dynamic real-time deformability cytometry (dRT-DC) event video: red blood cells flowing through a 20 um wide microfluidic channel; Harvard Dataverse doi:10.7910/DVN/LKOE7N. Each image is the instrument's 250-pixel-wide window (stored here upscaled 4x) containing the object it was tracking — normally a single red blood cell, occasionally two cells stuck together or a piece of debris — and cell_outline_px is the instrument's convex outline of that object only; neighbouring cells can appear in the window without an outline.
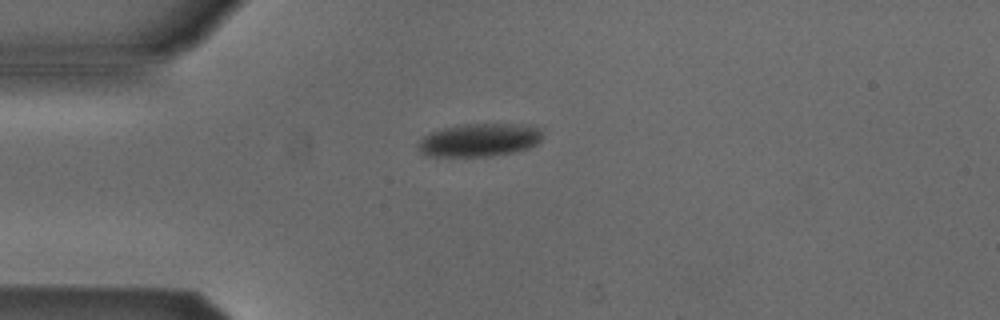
{"species": "Egyptian fruit bat (a non-hibernating species)", "species_latin": "Rousettus aegyptiacus", "temperature_condition": "cold", "stored_images_in_passage": 4, "camera_frame_rate_fps": 3000, "um_per_image_px": 0.085, "animal": {"sex": "male"}, "frame": {"image": 1, "passage_image": 1, "time_ms": 0.0, "image_size_px": [1000, 320], "cell_outline_px": [[540, 140], [536, 144], [528, 148], [516, 152], [492, 156], [424, 156], [416, 148], [416, 144], [424, 136], [440, 128], [464, 124], [524, 124], [536, 128], [540, 132]], "centroid_in_image_um": [40.67, 11.91], "position_along_channel_um": 44.3, "area_um2": 24.04}}
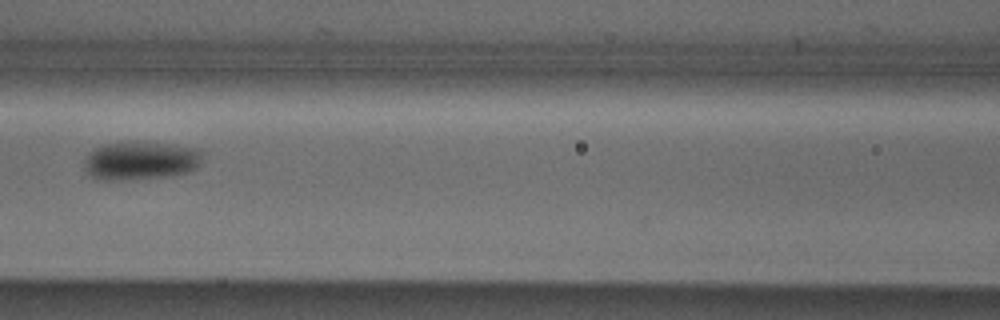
{"frame": {"image": 2, "passage_image": 4, "time_ms": 1.0, "image_size_px": [1000, 320], "cell_outline_px": [[208, 152], [200, 164], [196, 168], [188, 172], [172, 176], [120, 180], [100, 180], [92, 176], [84, 168], [84, 160], [88, 152], [104, 144], [132, 140], [144, 140], [200, 148]], "centroid_in_image_um": [12.03, 13.61], "position_along_channel_um": 154.6, "area_um2": 27.57}}